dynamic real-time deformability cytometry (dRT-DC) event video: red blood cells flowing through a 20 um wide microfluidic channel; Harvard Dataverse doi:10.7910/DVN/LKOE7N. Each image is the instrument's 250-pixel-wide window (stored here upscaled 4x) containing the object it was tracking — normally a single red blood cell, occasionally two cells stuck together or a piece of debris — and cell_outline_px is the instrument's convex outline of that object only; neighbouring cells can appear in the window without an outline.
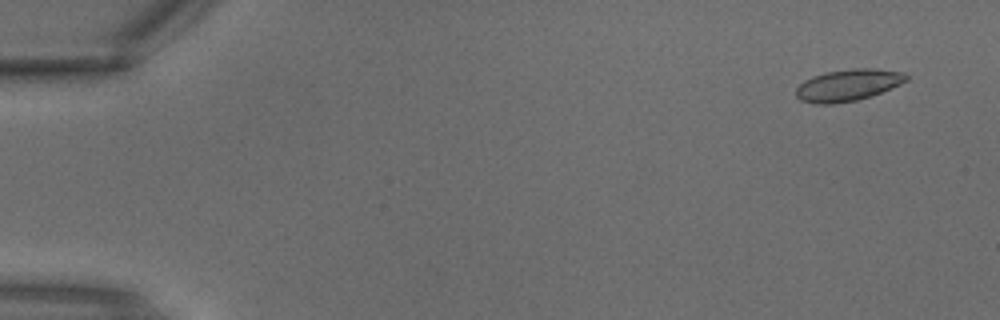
{"species": "common noctule bat (a hibernating species)", "species_latin": "Nyctalus noctula", "temperature_condition": "warm", "stored_images_in_passage": 3, "camera_frame_rate_fps": 3000, "um_per_image_px": 0.085, "animal": {"sex": "male", "body_mass_g": 18.8}, "frame": {"image": 1, "passage_image": 1, "time_ms": 0.0, "image_size_px": [1000, 320], "cell_outline_px": [[908, 80], [900, 84], [872, 96], [856, 100], [832, 104], [816, 104], [800, 100], [796, 96], [796, 88], [804, 80], [812, 76], [824, 72], [852, 68], [872, 68], [904, 72], [908, 76]], "centroid_in_image_um": [72.07, 7.23], "position_along_channel_um": 12.9, "area_um2": 20.52}}
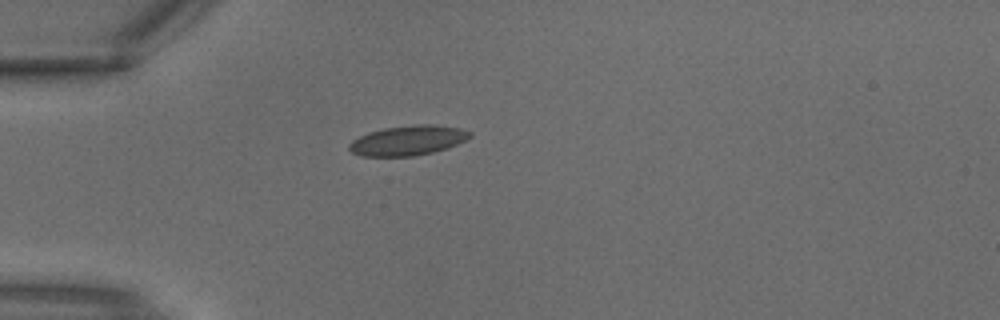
{"frame": {"image": 2, "passage_image": 3, "time_ms": 0.667, "image_size_px": [1000, 320], "cell_outline_px": [[472, 136], [448, 148], [432, 152], [412, 156], [360, 156], [352, 152], [348, 148], [348, 144], [352, 140], [368, 132], [384, 128], [416, 124], [432, 124], [460, 128], [472, 132]], "centroid_in_image_um": [34.66, 11.93], "position_along_channel_um": 50.3, "area_um2": 20.98}}